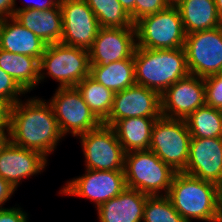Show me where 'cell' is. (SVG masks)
Listing matches in <instances>:
<instances>
[{
  "label": "cell",
  "mask_w": 222,
  "mask_h": 222,
  "mask_svg": "<svg viewBox=\"0 0 222 222\" xmlns=\"http://www.w3.org/2000/svg\"><path fill=\"white\" fill-rule=\"evenodd\" d=\"M167 196L186 222H215L218 217L215 183L176 172Z\"/></svg>",
  "instance_id": "cell-3"
},
{
  "label": "cell",
  "mask_w": 222,
  "mask_h": 222,
  "mask_svg": "<svg viewBox=\"0 0 222 222\" xmlns=\"http://www.w3.org/2000/svg\"><path fill=\"white\" fill-rule=\"evenodd\" d=\"M126 189L124 171L86 169L85 174L67 181L59 194L88 198L96 209Z\"/></svg>",
  "instance_id": "cell-11"
},
{
  "label": "cell",
  "mask_w": 222,
  "mask_h": 222,
  "mask_svg": "<svg viewBox=\"0 0 222 222\" xmlns=\"http://www.w3.org/2000/svg\"><path fill=\"white\" fill-rule=\"evenodd\" d=\"M89 51L64 45L49 44L40 59L39 83L51 77L58 87H76L85 77L90 76Z\"/></svg>",
  "instance_id": "cell-5"
},
{
  "label": "cell",
  "mask_w": 222,
  "mask_h": 222,
  "mask_svg": "<svg viewBox=\"0 0 222 222\" xmlns=\"http://www.w3.org/2000/svg\"><path fill=\"white\" fill-rule=\"evenodd\" d=\"M148 195L126 188L97 208L99 222H142Z\"/></svg>",
  "instance_id": "cell-18"
},
{
  "label": "cell",
  "mask_w": 222,
  "mask_h": 222,
  "mask_svg": "<svg viewBox=\"0 0 222 222\" xmlns=\"http://www.w3.org/2000/svg\"><path fill=\"white\" fill-rule=\"evenodd\" d=\"M136 46L146 49H178L184 47L186 33L178 7L170 4L155 14L134 23Z\"/></svg>",
  "instance_id": "cell-6"
},
{
  "label": "cell",
  "mask_w": 222,
  "mask_h": 222,
  "mask_svg": "<svg viewBox=\"0 0 222 222\" xmlns=\"http://www.w3.org/2000/svg\"><path fill=\"white\" fill-rule=\"evenodd\" d=\"M16 0H0V20L14 16L17 11Z\"/></svg>",
  "instance_id": "cell-35"
},
{
  "label": "cell",
  "mask_w": 222,
  "mask_h": 222,
  "mask_svg": "<svg viewBox=\"0 0 222 222\" xmlns=\"http://www.w3.org/2000/svg\"><path fill=\"white\" fill-rule=\"evenodd\" d=\"M9 141V132H0V151Z\"/></svg>",
  "instance_id": "cell-39"
},
{
  "label": "cell",
  "mask_w": 222,
  "mask_h": 222,
  "mask_svg": "<svg viewBox=\"0 0 222 222\" xmlns=\"http://www.w3.org/2000/svg\"><path fill=\"white\" fill-rule=\"evenodd\" d=\"M135 83L160 95L190 73L184 47L178 49H146L137 47L134 54Z\"/></svg>",
  "instance_id": "cell-2"
},
{
  "label": "cell",
  "mask_w": 222,
  "mask_h": 222,
  "mask_svg": "<svg viewBox=\"0 0 222 222\" xmlns=\"http://www.w3.org/2000/svg\"><path fill=\"white\" fill-rule=\"evenodd\" d=\"M47 163V158L41 153L8 141L0 151V177L17 190L23 179L41 174Z\"/></svg>",
  "instance_id": "cell-16"
},
{
  "label": "cell",
  "mask_w": 222,
  "mask_h": 222,
  "mask_svg": "<svg viewBox=\"0 0 222 222\" xmlns=\"http://www.w3.org/2000/svg\"><path fill=\"white\" fill-rule=\"evenodd\" d=\"M48 102L64 137L68 134L78 137L102 124L76 87H58Z\"/></svg>",
  "instance_id": "cell-8"
},
{
  "label": "cell",
  "mask_w": 222,
  "mask_h": 222,
  "mask_svg": "<svg viewBox=\"0 0 222 222\" xmlns=\"http://www.w3.org/2000/svg\"><path fill=\"white\" fill-rule=\"evenodd\" d=\"M46 44L23 27L14 17L0 20V49L37 58L44 54Z\"/></svg>",
  "instance_id": "cell-20"
},
{
  "label": "cell",
  "mask_w": 222,
  "mask_h": 222,
  "mask_svg": "<svg viewBox=\"0 0 222 222\" xmlns=\"http://www.w3.org/2000/svg\"><path fill=\"white\" fill-rule=\"evenodd\" d=\"M21 207H0V222H28L27 213Z\"/></svg>",
  "instance_id": "cell-32"
},
{
  "label": "cell",
  "mask_w": 222,
  "mask_h": 222,
  "mask_svg": "<svg viewBox=\"0 0 222 222\" xmlns=\"http://www.w3.org/2000/svg\"><path fill=\"white\" fill-rule=\"evenodd\" d=\"M122 4V7L125 11L130 15L133 23H134V8H135V0H119Z\"/></svg>",
  "instance_id": "cell-38"
},
{
  "label": "cell",
  "mask_w": 222,
  "mask_h": 222,
  "mask_svg": "<svg viewBox=\"0 0 222 222\" xmlns=\"http://www.w3.org/2000/svg\"><path fill=\"white\" fill-rule=\"evenodd\" d=\"M59 1L60 0H43L42 2H40V0H38V2L37 1H33L32 3H31V1L30 2H28V4L26 3H24L23 2V4H24V6H22V7H18L17 8V10H28V9H37V10H46V9H50V8H54L58 3H59Z\"/></svg>",
  "instance_id": "cell-34"
},
{
  "label": "cell",
  "mask_w": 222,
  "mask_h": 222,
  "mask_svg": "<svg viewBox=\"0 0 222 222\" xmlns=\"http://www.w3.org/2000/svg\"><path fill=\"white\" fill-rule=\"evenodd\" d=\"M90 76L114 93L135 85L134 58L111 62L106 66H91Z\"/></svg>",
  "instance_id": "cell-24"
},
{
  "label": "cell",
  "mask_w": 222,
  "mask_h": 222,
  "mask_svg": "<svg viewBox=\"0 0 222 222\" xmlns=\"http://www.w3.org/2000/svg\"><path fill=\"white\" fill-rule=\"evenodd\" d=\"M161 95L145 86L133 85L114 94L113 106L103 124L112 126L124 118H159Z\"/></svg>",
  "instance_id": "cell-14"
},
{
  "label": "cell",
  "mask_w": 222,
  "mask_h": 222,
  "mask_svg": "<svg viewBox=\"0 0 222 222\" xmlns=\"http://www.w3.org/2000/svg\"><path fill=\"white\" fill-rule=\"evenodd\" d=\"M190 139L185 120L161 116L154 123L149 149L175 172H183L188 162Z\"/></svg>",
  "instance_id": "cell-7"
},
{
  "label": "cell",
  "mask_w": 222,
  "mask_h": 222,
  "mask_svg": "<svg viewBox=\"0 0 222 222\" xmlns=\"http://www.w3.org/2000/svg\"><path fill=\"white\" fill-rule=\"evenodd\" d=\"M175 5L179 9L186 34L222 25L215 0H178Z\"/></svg>",
  "instance_id": "cell-21"
},
{
  "label": "cell",
  "mask_w": 222,
  "mask_h": 222,
  "mask_svg": "<svg viewBox=\"0 0 222 222\" xmlns=\"http://www.w3.org/2000/svg\"><path fill=\"white\" fill-rule=\"evenodd\" d=\"M218 217H222V177L215 183Z\"/></svg>",
  "instance_id": "cell-37"
},
{
  "label": "cell",
  "mask_w": 222,
  "mask_h": 222,
  "mask_svg": "<svg viewBox=\"0 0 222 222\" xmlns=\"http://www.w3.org/2000/svg\"><path fill=\"white\" fill-rule=\"evenodd\" d=\"M100 27H135L119 0H86Z\"/></svg>",
  "instance_id": "cell-27"
},
{
  "label": "cell",
  "mask_w": 222,
  "mask_h": 222,
  "mask_svg": "<svg viewBox=\"0 0 222 222\" xmlns=\"http://www.w3.org/2000/svg\"><path fill=\"white\" fill-rule=\"evenodd\" d=\"M175 173L150 149L125 154L126 188L138 190L148 196L167 195Z\"/></svg>",
  "instance_id": "cell-4"
},
{
  "label": "cell",
  "mask_w": 222,
  "mask_h": 222,
  "mask_svg": "<svg viewBox=\"0 0 222 222\" xmlns=\"http://www.w3.org/2000/svg\"><path fill=\"white\" fill-rule=\"evenodd\" d=\"M10 109L11 105L0 99V132H9Z\"/></svg>",
  "instance_id": "cell-33"
},
{
  "label": "cell",
  "mask_w": 222,
  "mask_h": 222,
  "mask_svg": "<svg viewBox=\"0 0 222 222\" xmlns=\"http://www.w3.org/2000/svg\"><path fill=\"white\" fill-rule=\"evenodd\" d=\"M76 88L94 115L103 123L109 116L114 100V92L98 83L91 76L85 77Z\"/></svg>",
  "instance_id": "cell-25"
},
{
  "label": "cell",
  "mask_w": 222,
  "mask_h": 222,
  "mask_svg": "<svg viewBox=\"0 0 222 222\" xmlns=\"http://www.w3.org/2000/svg\"><path fill=\"white\" fill-rule=\"evenodd\" d=\"M156 119L158 118H124L117 120L111 127L126 153L134 150H148Z\"/></svg>",
  "instance_id": "cell-22"
},
{
  "label": "cell",
  "mask_w": 222,
  "mask_h": 222,
  "mask_svg": "<svg viewBox=\"0 0 222 222\" xmlns=\"http://www.w3.org/2000/svg\"><path fill=\"white\" fill-rule=\"evenodd\" d=\"M16 190L3 178L0 177V207L9 201Z\"/></svg>",
  "instance_id": "cell-36"
},
{
  "label": "cell",
  "mask_w": 222,
  "mask_h": 222,
  "mask_svg": "<svg viewBox=\"0 0 222 222\" xmlns=\"http://www.w3.org/2000/svg\"><path fill=\"white\" fill-rule=\"evenodd\" d=\"M215 4L217 6V11L222 22V0H215Z\"/></svg>",
  "instance_id": "cell-40"
},
{
  "label": "cell",
  "mask_w": 222,
  "mask_h": 222,
  "mask_svg": "<svg viewBox=\"0 0 222 222\" xmlns=\"http://www.w3.org/2000/svg\"><path fill=\"white\" fill-rule=\"evenodd\" d=\"M24 101L21 99L11 106L9 141L47 158L64 136L48 101L38 97Z\"/></svg>",
  "instance_id": "cell-1"
},
{
  "label": "cell",
  "mask_w": 222,
  "mask_h": 222,
  "mask_svg": "<svg viewBox=\"0 0 222 222\" xmlns=\"http://www.w3.org/2000/svg\"><path fill=\"white\" fill-rule=\"evenodd\" d=\"M206 105L222 110V73L204 78Z\"/></svg>",
  "instance_id": "cell-30"
},
{
  "label": "cell",
  "mask_w": 222,
  "mask_h": 222,
  "mask_svg": "<svg viewBox=\"0 0 222 222\" xmlns=\"http://www.w3.org/2000/svg\"><path fill=\"white\" fill-rule=\"evenodd\" d=\"M171 0H135L134 23L140 18L167 8Z\"/></svg>",
  "instance_id": "cell-31"
},
{
  "label": "cell",
  "mask_w": 222,
  "mask_h": 222,
  "mask_svg": "<svg viewBox=\"0 0 222 222\" xmlns=\"http://www.w3.org/2000/svg\"><path fill=\"white\" fill-rule=\"evenodd\" d=\"M143 222H186L175 210L167 195L148 196Z\"/></svg>",
  "instance_id": "cell-28"
},
{
  "label": "cell",
  "mask_w": 222,
  "mask_h": 222,
  "mask_svg": "<svg viewBox=\"0 0 222 222\" xmlns=\"http://www.w3.org/2000/svg\"><path fill=\"white\" fill-rule=\"evenodd\" d=\"M23 94H27L15 80L0 68V99L11 106L18 102Z\"/></svg>",
  "instance_id": "cell-29"
},
{
  "label": "cell",
  "mask_w": 222,
  "mask_h": 222,
  "mask_svg": "<svg viewBox=\"0 0 222 222\" xmlns=\"http://www.w3.org/2000/svg\"><path fill=\"white\" fill-rule=\"evenodd\" d=\"M13 17L46 45L60 43L63 20L59 3L54 8L46 10H17Z\"/></svg>",
  "instance_id": "cell-19"
},
{
  "label": "cell",
  "mask_w": 222,
  "mask_h": 222,
  "mask_svg": "<svg viewBox=\"0 0 222 222\" xmlns=\"http://www.w3.org/2000/svg\"><path fill=\"white\" fill-rule=\"evenodd\" d=\"M184 49L191 75L205 78L222 73V25L186 34Z\"/></svg>",
  "instance_id": "cell-10"
},
{
  "label": "cell",
  "mask_w": 222,
  "mask_h": 222,
  "mask_svg": "<svg viewBox=\"0 0 222 222\" xmlns=\"http://www.w3.org/2000/svg\"><path fill=\"white\" fill-rule=\"evenodd\" d=\"M215 222H222V217H217V219L215 220Z\"/></svg>",
  "instance_id": "cell-41"
},
{
  "label": "cell",
  "mask_w": 222,
  "mask_h": 222,
  "mask_svg": "<svg viewBox=\"0 0 222 222\" xmlns=\"http://www.w3.org/2000/svg\"><path fill=\"white\" fill-rule=\"evenodd\" d=\"M63 32L60 43L89 50L100 29L86 0H60Z\"/></svg>",
  "instance_id": "cell-12"
},
{
  "label": "cell",
  "mask_w": 222,
  "mask_h": 222,
  "mask_svg": "<svg viewBox=\"0 0 222 222\" xmlns=\"http://www.w3.org/2000/svg\"><path fill=\"white\" fill-rule=\"evenodd\" d=\"M77 138L85 157V169L124 171L126 152L111 126L102 123Z\"/></svg>",
  "instance_id": "cell-9"
},
{
  "label": "cell",
  "mask_w": 222,
  "mask_h": 222,
  "mask_svg": "<svg viewBox=\"0 0 222 222\" xmlns=\"http://www.w3.org/2000/svg\"><path fill=\"white\" fill-rule=\"evenodd\" d=\"M183 172L216 183L222 177V138H191Z\"/></svg>",
  "instance_id": "cell-17"
},
{
  "label": "cell",
  "mask_w": 222,
  "mask_h": 222,
  "mask_svg": "<svg viewBox=\"0 0 222 222\" xmlns=\"http://www.w3.org/2000/svg\"><path fill=\"white\" fill-rule=\"evenodd\" d=\"M136 48L135 27H100L89 51L91 66H106L129 59Z\"/></svg>",
  "instance_id": "cell-15"
},
{
  "label": "cell",
  "mask_w": 222,
  "mask_h": 222,
  "mask_svg": "<svg viewBox=\"0 0 222 222\" xmlns=\"http://www.w3.org/2000/svg\"><path fill=\"white\" fill-rule=\"evenodd\" d=\"M206 105L204 78L189 74L161 94L163 117L186 120L198 108Z\"/></svg>",
  "instance_id": "cell-13"
},
{
  "label": "cell",
  "mask_w": 222,
  "mask_h": 222,
  "mask_svg": "<svg viewBox=\"0 0 222 222\" xmlns=\"http://www.w3.org/2000/svg\"><path fill=\"white\" fill-rule=\"evenodd\" d=\"M191 138H222V110L204 105L186 118Z\"/></svg>",
  "instance_id": "cell-26"
},
{
  "label": "cell",
  "mask_w": 222,
  "mask_h": 222,
  "mask_svg": "<svg viewBox=\"0 0 222 222\" xmlns=\"http://www.w3.org/2000/svg\"><path fill=\"white\" fill-rule=\"evenodd\" d=\"M39 67L40 61L37 58L0 49V68L26 93L39 84Z\"/></svg>",
  "instance_id": "cell-23"
}]
</instances>
